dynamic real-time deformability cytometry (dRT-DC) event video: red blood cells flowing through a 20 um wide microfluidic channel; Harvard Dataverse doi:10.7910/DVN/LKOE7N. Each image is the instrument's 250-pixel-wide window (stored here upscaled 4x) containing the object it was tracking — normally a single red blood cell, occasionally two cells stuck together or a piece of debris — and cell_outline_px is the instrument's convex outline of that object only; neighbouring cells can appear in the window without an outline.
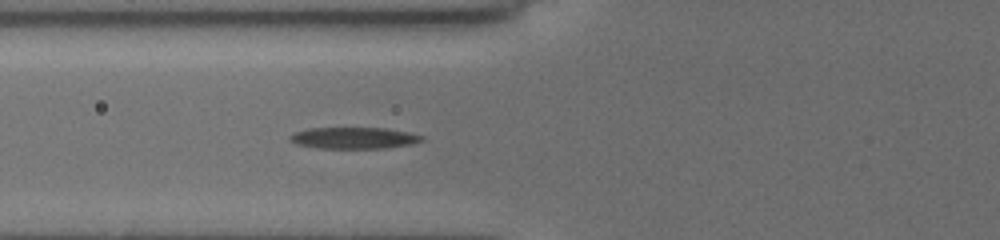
{"species": "common noctule bat (a hibernating species)", "species_latin": "Nyctalus noctula", "temperature_condition": "cold", "stored_images_in_passage": 41, "camera_frame_rate_fps": 3000, "um_per_image_px": 0.085, "animal": {"sex": "female", "body_mass_g": 19.5, "forearm_length_mm": 54.1}, "frame": {"image": 1, "passage_image": 10, "time_ms": 3.0, "image_size_px": [1000, 240], "cell_outline_px": [[424, 140], [412, 144], [384, 148], [316, 148], [296, 144], [288, 140], [288, 136], [292, 132], [308, 128], [384, 128], [408, 132], [424, 136]], "centroid_in_image_um": [30.02, 11.72], "position_along_channel_um": 95.8, "area_um2": 16.65}}
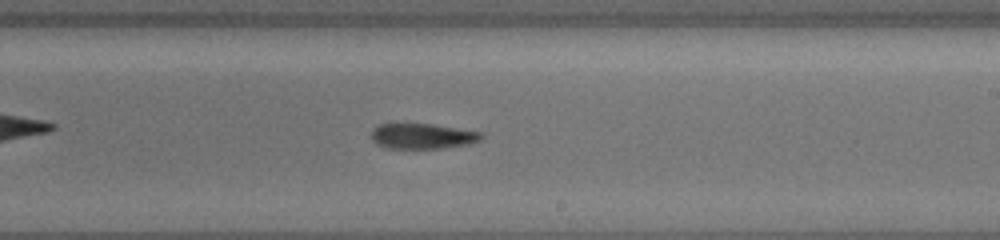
{"frame": {"image": 2, "passage_image": 22, "time_ms": 7.0, "image_size_px": [1000, 240], "cell_outline_px": [[484, 136], [480, 140], [472, 144], [448, 148], [388, 148], [376, 144], [372, 140], [372, 128], [380, 124], [432, 124], [484, 132]], "centroid_in_image_um": [35.97, 11.58], "position_along_channel_um": 253.0, "area_um2": 16.47}}
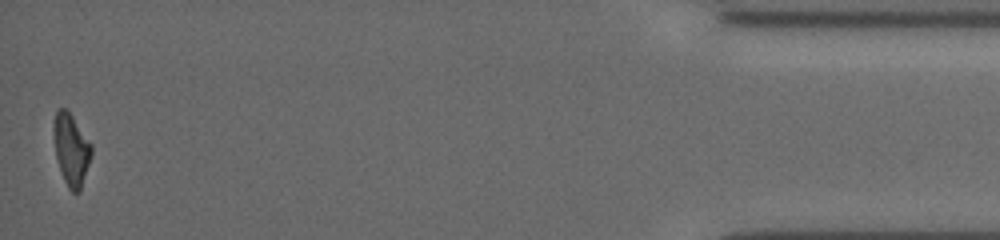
{"frame": {"image": 3, "passage_image": 41, "time_ms": 13.333, "image_size_px": [1000, 240], "cell_outline_px": [[92, 156], [80, 192], [72, 192], [68, 188], [64, 180], [56, 156], [52, 128], [52, 124], [56, 112], [60, 108], [64, 108], [72, 116], [92, 144]], "centroid_in_image_um": [6.06, 12.72], "position_along_channel_um": 429.1, "area_um2": 15.84}, "authors_computed_cell_mechanics": {"area_um2": 16.5308, "velocity_mm_per_s": 3.9327, "shape_relaxation_time_tau1_ms": 9.1289, "shape_relaxation_time_tau2_ms": null, "deformation_change_tau1": 0.2711, "deformation_change_tau2": null}}